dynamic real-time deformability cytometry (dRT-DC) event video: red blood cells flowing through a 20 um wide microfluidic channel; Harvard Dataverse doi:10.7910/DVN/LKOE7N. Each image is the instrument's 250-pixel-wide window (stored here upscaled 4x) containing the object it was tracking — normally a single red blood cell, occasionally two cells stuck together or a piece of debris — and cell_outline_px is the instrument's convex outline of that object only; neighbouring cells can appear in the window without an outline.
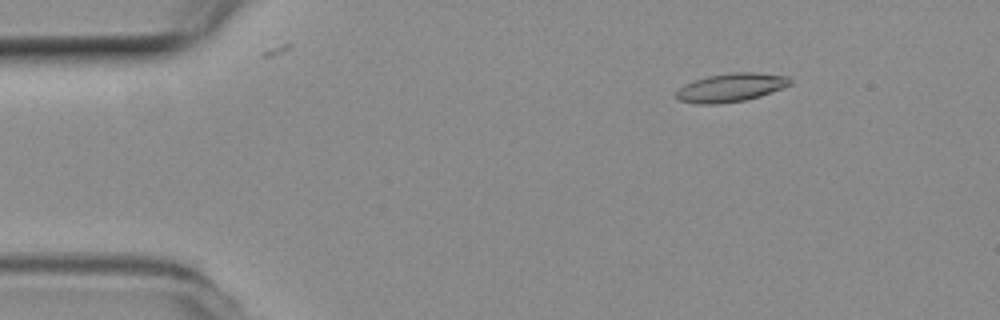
{"species": "common noctule bat (a hibernating species)", "species_latin": "Nyctalus noctula", "temperature_condition": "room temperature", "stored_images_in_passage": 9, "camera_frame_rate_fps": 3000, "um_per_image_px": 0.085, "animal": {"sex": "female", "body_mass_g": 19.3, "forearm_length_mm": 54.1}, "frame": {"image": 1, "passage_image": 5, "time_ms": 1.333, "image_size_px": [1000, 320], "cell_outline_px": [[792, 84], [760, 96], [744, 100], [716, 104], [700, 104], [680, 100], [676, 96], [676, 92], [684, 84], [708, 76], [732, 72], [756, 72], [788, 76], [792, 80]], "centroid_in_image_um": [62.16, 7.43], "position_along_channel_um": 22.8, "area_um2": 18.73}}